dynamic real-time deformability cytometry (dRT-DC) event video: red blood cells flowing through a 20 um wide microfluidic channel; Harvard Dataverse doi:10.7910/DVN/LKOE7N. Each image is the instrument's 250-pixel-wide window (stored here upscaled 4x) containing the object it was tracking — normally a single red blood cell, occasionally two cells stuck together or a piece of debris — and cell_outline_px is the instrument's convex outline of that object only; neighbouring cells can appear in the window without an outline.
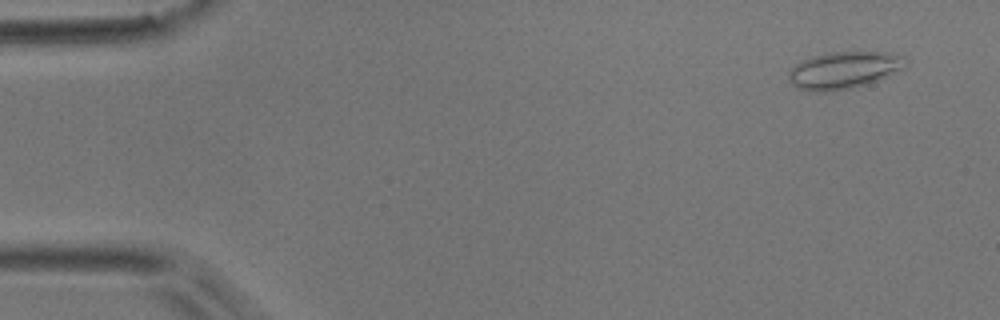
{"species": "common noctule bat (a hibernating species)", "species_latin": "Nyctalus noctula", "temperature_condition": "room temperature", "stored_images_in_passage": 51, "camera_frame_rate_fps": 3000, "um_per_image_px": 0.085, "animal": {"sex": "male", "body_mass_g": 17.9}, "frame": {"image": 1, "passage_image": 3, "time_ms": 0.667, "image_size_px": [1000, 320], "cell_outline_px": [[908, 64], [904, 68], [888, 76], [852, 88], [832, 92], [812, 92], [796, 88], [792, 84], [788, 76], [788, 72], [800, 60], [812, 56], [832, 52], [884, 52], [904, 56], [908, 60]], "centroid_in_image_um": [71.72, 5.97], "position_along_channel_um": 13.3, "area_um2": 25.49}}
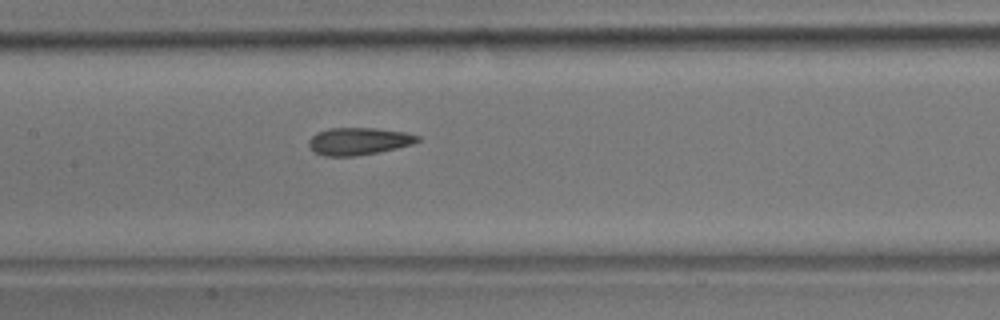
{"frame": {"image": 2, "passage_image": 24, "time_ms": 7.667, "image_size_px": [1000, 320], "cell_outline_px": [[420, 140], [412, 144], [396, 148], [356, 156], [324, 156], [316, 152], [308, 144], [308, 140], [316, 132], [328, 128], [376, 128], [408, 132], [420, 136]], "centroid_in_image_um": [30.49, 11.99], "position_along_channel_um": 176.9, "area_um2": 17.34}}
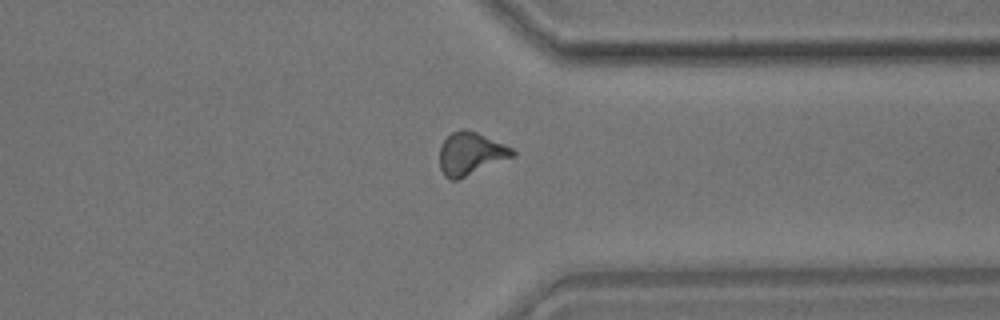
{"frame": {"image": 3, "passage_image": 39, "time_ms": 12.667, "image_size_px": [1000, 320], "cell_outline_px": [[516, 156], [456, 180], [452, 180], [444, 176], [440, 168], [440, 148], [444, 140], [452, 132], [460, 128], [464, 128], [476, 132], [504, 144], [512, 148], [516, 152]], "centroid_in_image_um": [40.01, 13.05], "position_along_channel_um": 371.4, "area_um2": 18.09}, "authors_computed_cell_mechanics": {"area_um2": 17.4556, "velocity_mm_per_s": 3.9382, "shape_relaxation_time_tau1_ms": null, "shape_relaxation_time_tau2_ms": 2.0048, "deformation_change_tau1": null, "deformation_change_tau2": 0.1}}